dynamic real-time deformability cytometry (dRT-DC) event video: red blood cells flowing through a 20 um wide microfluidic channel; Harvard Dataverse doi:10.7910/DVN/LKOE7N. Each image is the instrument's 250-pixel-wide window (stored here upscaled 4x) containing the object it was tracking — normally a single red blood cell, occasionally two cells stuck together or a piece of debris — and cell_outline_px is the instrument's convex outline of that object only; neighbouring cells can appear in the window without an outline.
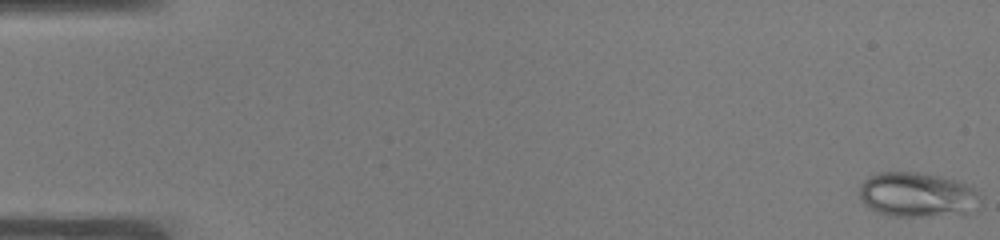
{"species": "common noctule bat (a hibernating species)", "species_latin": "Nyctalus noctula", "temperature_condition": "warm", "stored_images_in_passage": 52, "camera_frame_rate_fps": 3000, "um_per_image_px": 0.085, "animal": {"sex": "male", "body_mass_g": 19.0, "forearm_length_mm": 50.8}, "frame": {"image": 1, "passage_image": 1, "time_ms": 0.0, "image_size_px": [1000, 240], "cell_outline_px": [[984, 196], [980, 200], [964, 212], [920, 216], [896, 216], [876, 212], [868, 208], [860, 200], [860, 184], [864, 180], [876, 172], [916, 172], [940, 176], [956, 180], [972, 188]], "centroid_in_image_um": [77.87, 16.52], "position_along_channel_um": 7.1, "area_um2": 30.98}}
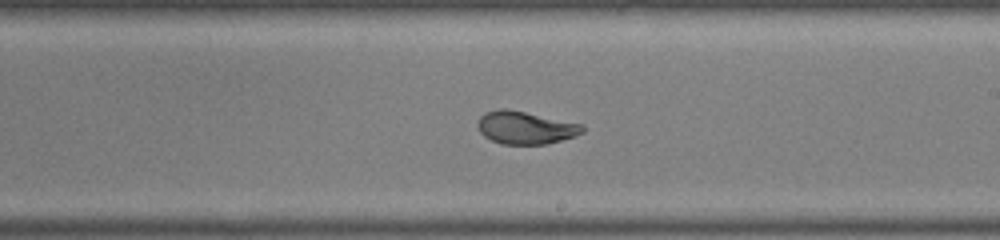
{"frame": {"image": 2, "passage_image": 31, "time_ms": 10.0, "image_size_px": [1000, 240], "cell_outline_px": [[584, 132], [560, 140], [544, 144], [500, 144], [484, 136], [480, 132], [476, 124], [480, 116], [484, 112], [500, 108], [504, 108], [584, 124]], "centroid_in_image_um": [44.62, 10.84], "position_along_channel_um": 244.4, "area_um2": 19.88}}
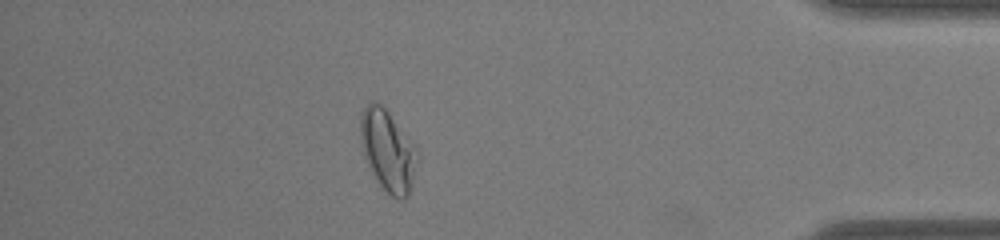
{"frame": {"image": 3, "passage_image": 46, "time_ms": 15.0, "image_size_px": [1000, 240], "cell_outline_px": [[420, 156], [408, 196], [404, 200], [400, 200], [392, 196], [380, 188], [364, 156], [360, 136], [360, 116], [364, 108], [372, 100], [376, 100], [388, 112], [416, 148]], "centroid_in_image_um": [32.97, 12.84], "position_along_channel_um": 402.2, "area_um2": 26.93}}